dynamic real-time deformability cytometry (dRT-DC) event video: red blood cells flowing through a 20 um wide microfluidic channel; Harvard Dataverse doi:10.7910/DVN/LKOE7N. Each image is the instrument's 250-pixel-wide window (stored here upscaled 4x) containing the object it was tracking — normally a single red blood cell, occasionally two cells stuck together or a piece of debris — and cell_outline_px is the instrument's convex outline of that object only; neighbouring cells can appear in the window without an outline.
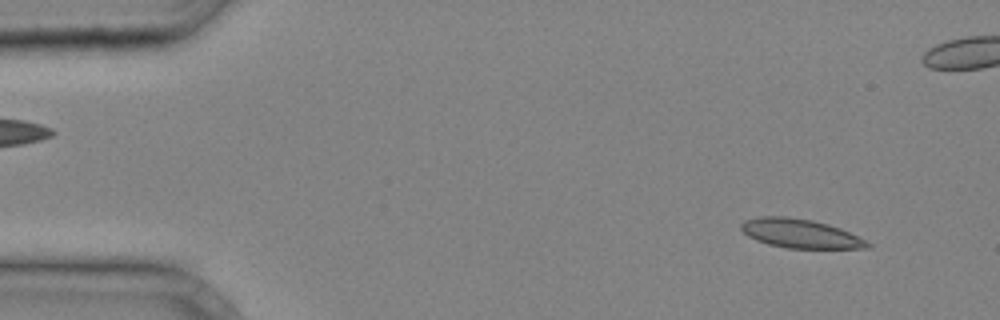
{"species": "common noctule bat (a hibernating species)", "species_latin": "Nyctalus noctula", "temperature_condition": "cold", "stored_images_in_passage": 35, "camera_frame_rate_fps": 3000, "um_per_image_px": 0.085, "animal": {"sex": "male", "body_mass_g": 20.4}, "frame": {"image": 1, "passage_image": 3, "time_ms": 0.667, "image_size_px": [1000, 320], "cell_outline_px": [[872, 248], [788, 248], [768, 244], [756, 240], [748, 236], [740, 228], [740, 224], [744, 220], [760, 216], [788, 216], [812, 220], [828, 224], [840, 228], [872, 244]], "centroid_in_image_um": [67.99, 19.84], "position_along_channel_um": 17.0, "area_um2": 21.27}}
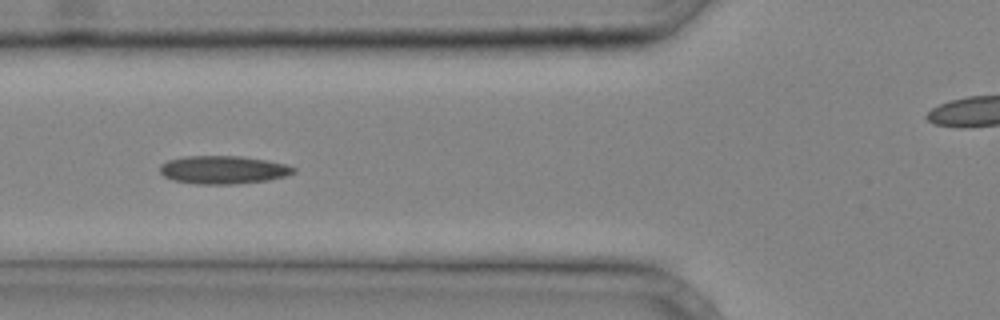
{"frame": {"image": 2, "passage_image": 14, "time_ms": 4.333, "image_size_px": [1000, 320], "cell_outline_px": [[296, 172], [284, 176], [268, 180], [232, 184], [196, 184], [172, 180], [164, 176], [160, 172], [160, 164], [168, 160], [184, 156], [240, 156], [264, 160], [284, 164], [296, 168]], "centroid_in_image_um": [18.93, 14.43], "position_along_channel_um": 106.9, "area_um2": 21.79}}
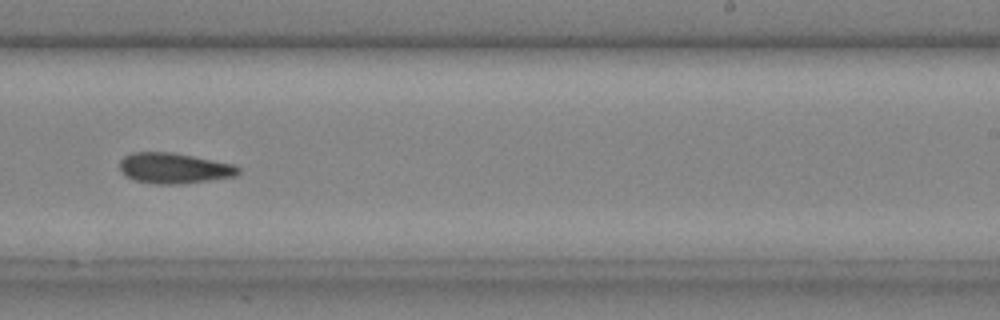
{"frame": {"image": 3, "passage_image": 24, "time_ms": 7.667, "image_size_px": [1000, 320], "cell_outline_px": [[240, 172], [236, 176], [180, 184], [156, 184], [136, 180], [128, 176], [120, 168], [120, 160], [124, 156], [132, 152], [172, 152], [232, 164], [240, 168]], "centroid_in_image_um": [14.8, 14.29], "position_along_channel_um": 274.2, "area_um2": 20.81}}